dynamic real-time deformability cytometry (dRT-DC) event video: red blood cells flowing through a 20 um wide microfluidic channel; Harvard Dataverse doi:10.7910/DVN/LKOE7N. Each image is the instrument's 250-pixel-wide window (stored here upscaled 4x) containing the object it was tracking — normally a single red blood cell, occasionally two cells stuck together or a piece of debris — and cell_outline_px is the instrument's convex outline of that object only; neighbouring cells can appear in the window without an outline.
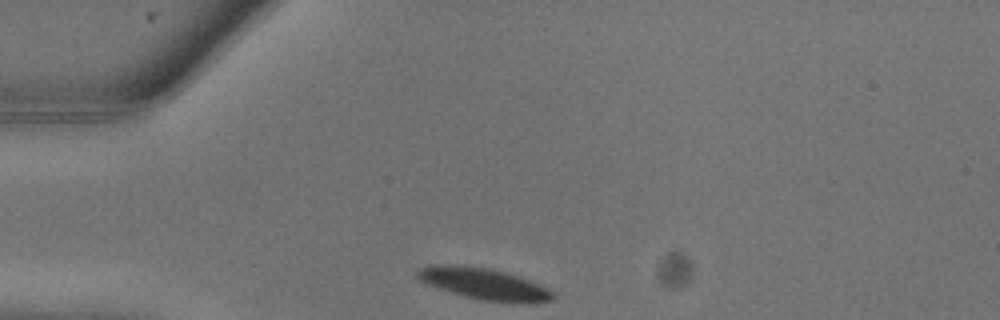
{"species": "common noctule bat (a hibernating species)", "species_latin": "Nyctalus noctula", "temperature_condition": "warm", "stored_images_in_passage": 14, "camera_frame_rate_fps": 3000, "um_per_image_px": 0.085, "animal": {"sex": "male", "body_mass_g": 13.3}, "frame": {"image": 1, "passage_image": 1, "time_ms": 0.0, "image_size_px": [1000, 320], "cell_outline_px": [[556, 296], [552, 300], [536, 304], [528, 304], [484, 300], [464, 296], [428, 284], [420, 280], [416, 276], [416, 272], [420, 268], [436, 264], [444, 264], [492, 268], [520, 276], [548, 288]], "centroid_in_image_um": [41.21, 24.13], "position_along_channel_um": 43.8, "area_um2": 24.91}}
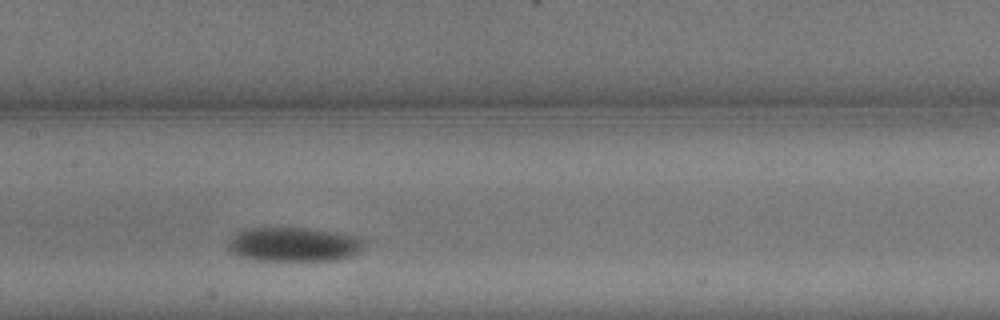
{"frame": {"image": 2, "passage_image": 7, "time_ms": 2.0, "image_size_px": [1000, 320], "cell_outline_px": [[364, 240], [360, 248], [356, 252], [348, 256], [332, 260], [256, 260], [236, 256], [228, 248], [228, 240], [236, 232], [244, 228], [308, 228], [336, 232], [356, 236]], "centroid_in_image_um": [24.87, 20.76], "position_along_channel_um": 182.5, "area_um2": 26.93}}
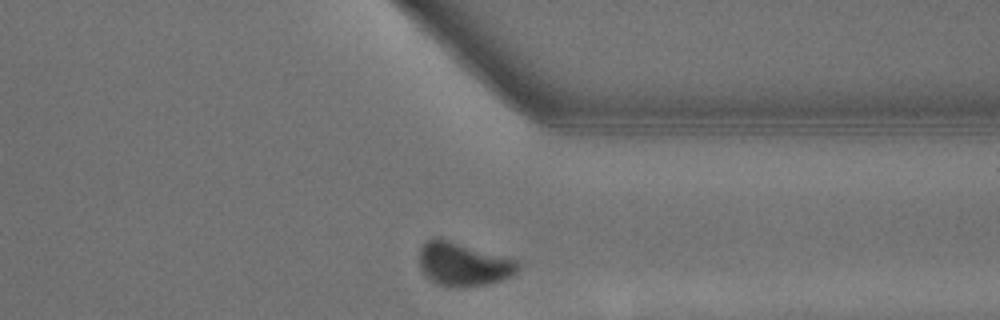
{"frame": {"image": 3, "passage_image": 14, "time_ms": 4.333, "image_size_px": [1000, 320], "cell_outline_px": [[520, 268], [516, 272], [500, 280], [484, 284], [460, 288], [436, 284], [420, 268], [420, 248], [428, 240], [436, 236], [516, 260], [520, 264]], "centroid_in_image_um": [39.36, 22.45], "position_along_channel_um": 372.0, "area_um2": 24.62}}